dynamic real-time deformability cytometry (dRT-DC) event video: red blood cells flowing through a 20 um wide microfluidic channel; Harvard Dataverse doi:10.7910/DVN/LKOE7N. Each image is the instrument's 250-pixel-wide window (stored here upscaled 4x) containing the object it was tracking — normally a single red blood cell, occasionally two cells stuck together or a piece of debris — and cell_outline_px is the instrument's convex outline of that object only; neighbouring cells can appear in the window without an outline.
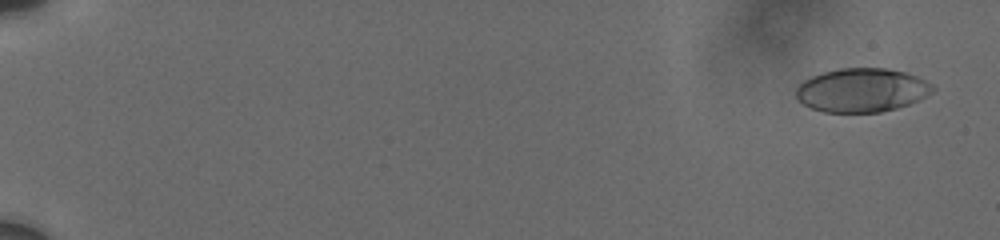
{"species": "human", "species_latin": "Homo sapiens", "temperature_condition": "cold", "stored_images_in_passage": 101, "camera_frame_rate_fps": 3000, "um_per_image_px": 0.085, "donor": {"sex": "male"}, "frame": {"image": 1, "passage_image": 4, "time_ms": 0.667, "image_size_px": [1000, 240], "cell_outline_px": [[936, 88], [932, 92], [908, 104], [896, 108], [880, 112], [824, 112], [812, 108], [804, 104], [796, 96], [796, 88], [804, 80], [812, 76], [824, 72], [840, 68], [884, 68], [904, 72], [916, 76], [932, 84]], "centroid_in_image_um": [73.24, 7.66], "position_along_channel_um": 11.8, "area_um2": 34.51}}
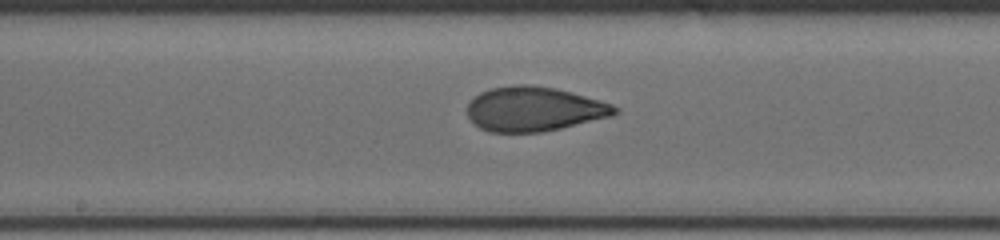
{"frame": {"image": 2, "passage_image": 65, "time_ms": 11.0, "image_size_px": [1000, 240], "cell_outline_px": [[620, 112], [612, 116], [560, 128], [540, 132], [488, 132], [480, 128], [468, 116], [468, 104], [480, 92], [492, 88], [516, 84], [532, 84], [556, 88], [600, 100], [612, 104], [620, 108]], "centroid_in_image_um": [45.42, 9.26], "position_along_channel_um": 202.8, "area_um2": 38.21}}
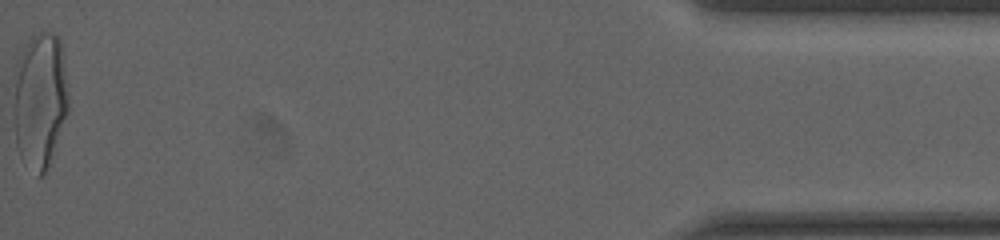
{"frame": {"image": 3, "passage_image": 100, "time_ms": 19.333, "image_size_px": [1000, 240], "cell_outline_px": [[68, 112], [52, 164], [48, 172], [40, 176], [20, 156], [16, 144], [12, 116], [12, 76], [20, 56], [32, 36], [40, 32], [52, 32], [60, 40], [68, 96]], "centroid_in_image_um": [3.37, 8.59], "position_along_channel_um": 431.8, "area_um2": 44.39}, "authors_computed_cell_mechanics": {"area_um2": 37.57, "velocity_mm_per_s": 3.7101, "shape_relaxation_time_tau1_ms": 4.1024, "shape_relaxation_time_tau2_ms": 1.0285, "deformation_change_tau1": 0.1804, "deformation_change_tau2": 0.0674}}